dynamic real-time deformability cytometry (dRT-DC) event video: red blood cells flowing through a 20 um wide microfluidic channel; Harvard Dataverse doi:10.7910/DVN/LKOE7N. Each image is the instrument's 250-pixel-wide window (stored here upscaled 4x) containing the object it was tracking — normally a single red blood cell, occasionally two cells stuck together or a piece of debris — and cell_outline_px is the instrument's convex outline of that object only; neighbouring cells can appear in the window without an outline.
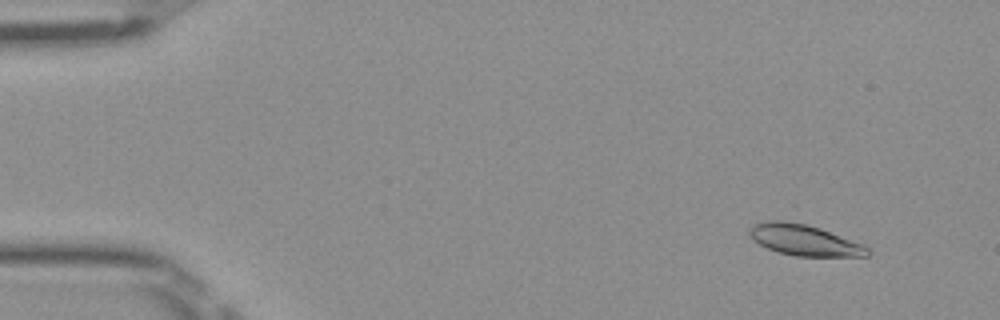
{"species": "Egyptian fruit bat (a non-hibernating species)", "species_latin": "Rousettus aegyptiacus", "temperature_condition": "room temperature", "stored_images_in_passage": 51, "camera_frame_rate_fps": 3000, "um_per_image_px": 0.085, "frame": {"image": 1, "passage_image": 5, "time_ms": 1.333, "image_size_px": [1000, 320], "cell_outline_px": [[868, 256], [796, 256], [780, 252], [768, 248], [752, 240], [748, 236], [748, 228], [752, 224], [768, 220], [796, 220], [820, 228], [864, 244], [868, 248]], "centroid_in_image_um": [68.31, 20.37], "position_along_channel_um": 16.7, "area_um2": 21.62}}
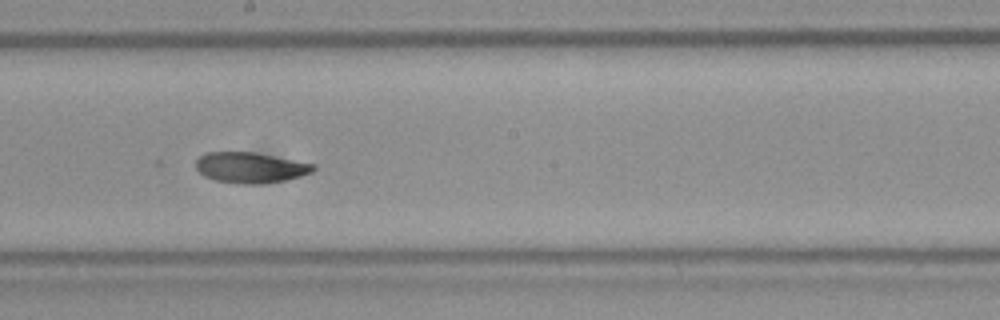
{"frame": {"image": 2, "passage_image": 29, "time_ms": 9.333, "image_size_px": [1000, 320], "cell_outline_px": [[316, 168], [312, 172], [300, 176], [284, 180], [260, 184], [244, 184], [216, 180], [204, 176], [196, 168], [196, 160], [204, 152], [252, 152], [316, 164]], "centroid_in_image_um": [21.28, 14.24], "position_along_channel_um": 226.9, "area_um2": 20.81}}
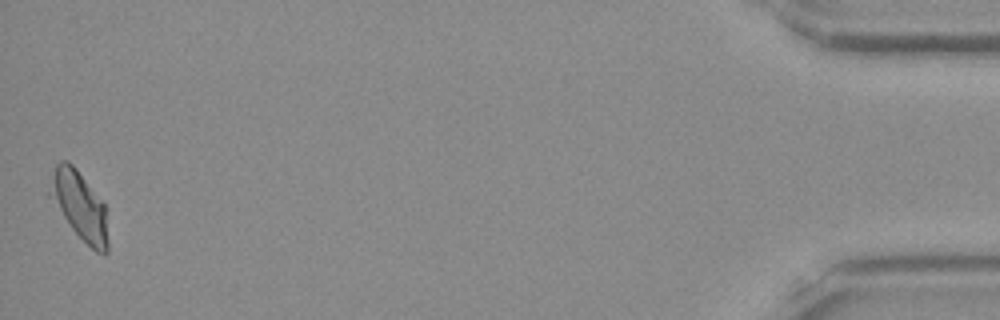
{"frame": {"image": 3, "passage_image": 51, "time_ms": 16.667, "image_size_px": [1000, 320], "cell_outline_px": [[108, 252], [104, 256], [96, 252], [72, 228], [48, 196], [48, 192], [56, 164], [60, 160], [68, 160], [76, 168], [104, 204], [108, 240]], "centroid_in_image_um": [6.76, 17.49], "position_along_channel_um": 428.4, "area_um2": 22.66}, "authors_computed_cell_mechanics": {"area_um2": 22.1374, "velocity_mm_per_s": 3.982, "shape_relaxation_time_tau1_ms": null, "shape_relaxation_time_tau2_ms": 2.6289, "deformation_change_tau1": null, "deformation_change_tau2": 0.057}}